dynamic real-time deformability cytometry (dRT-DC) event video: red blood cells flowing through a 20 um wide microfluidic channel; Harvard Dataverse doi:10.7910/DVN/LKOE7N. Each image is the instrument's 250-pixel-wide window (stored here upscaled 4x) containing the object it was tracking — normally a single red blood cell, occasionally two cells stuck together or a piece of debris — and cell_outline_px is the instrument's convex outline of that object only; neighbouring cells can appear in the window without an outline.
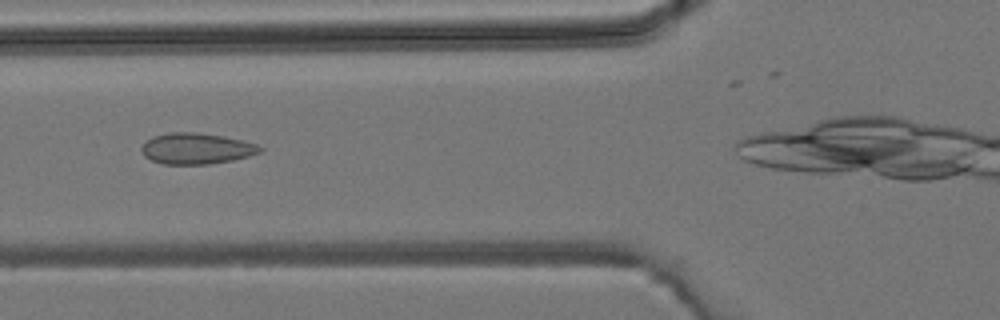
{"species": "common noctule bat (a hibernating species)", "species_latin": "Nyctalus noctula", "temperature_condition": "room temperature", "stored_images_in_passage": 4, "camera_frame_rate_fps": 3000, "um_per_image_px": 0.085, "animal": {"sex": "male", "body_mass_g": 19.2, "forearm_length_mm": 51.8}, "frame": {"image": 1, "passage_image": 3, "time_ms": 2.333, "image_size_px": [1000, 320], "cell_outline_px": [[264, 148], [260, 152], [248, 156], [232, 160], [208, 164], [164, 164], [152, 160], [144, 156], [140, 148], [152, 136], [168, 132], [196, 132], [224, 136], [256, 144]], "centroid_in_image_um": [16.68, 12.62], "position_along_channel_um": 109.1, "area_um2": 21.33}}